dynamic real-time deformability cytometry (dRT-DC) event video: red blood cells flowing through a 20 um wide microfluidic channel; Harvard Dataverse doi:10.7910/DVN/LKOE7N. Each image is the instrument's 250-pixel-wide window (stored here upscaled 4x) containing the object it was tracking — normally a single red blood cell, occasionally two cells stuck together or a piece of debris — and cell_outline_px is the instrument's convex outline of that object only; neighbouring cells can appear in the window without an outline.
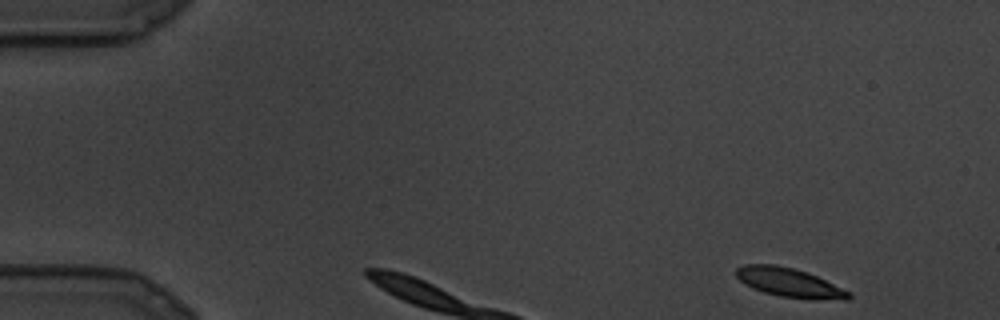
{"species": "common noctule bat (a hibernating species)", "species_latin": "Nyctalus noctula", "temperature_condition": "cold", "stored_images_in_passage": 8, "camera_frame_rate_fps": 3000, "um_per_image_px": 0.085, "animal": {"sex": "male", "body_mass_g": 19.5, "forearm_length_mm": 54.6}, "frame": {"image": 1, "passage_image": 1, "time_ms": 0.0, "image_size_px": [1000, 320], "cell_outline_px": [[852, 296], [848, 300], [812, 300], [780, 296], [764, 292], [752, 288], [744, 284], [736, 276], [736, 268], [744, 264], [776, 264], [808, 272], [852, 292]], "centroid_in_image_um": [67.14, 24.03], "position_along_channel_um": 17.9, "area_um2": 19.36}}
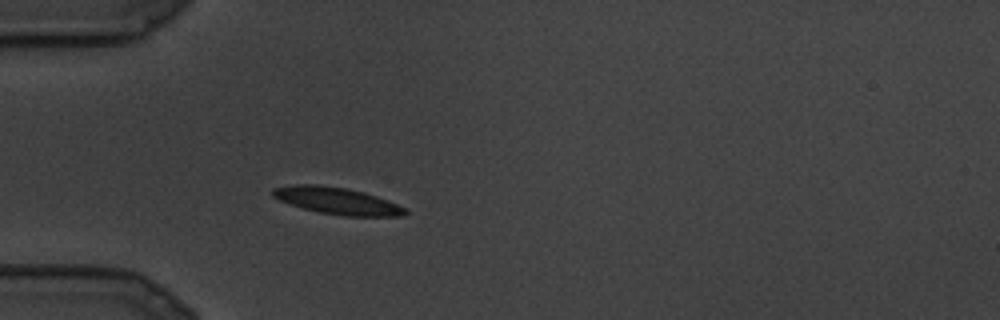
{"frame": {"image": 2, "passage_image": 7, "time_ms": 2.0, "image_size_px": [1000, 320], "cell_outline_px": [[408, 212], [404, 216], [344, 216], [320, 212], [304, 208], [280, 200], [272, 196], [272, 188], [296, 184], [316, 184], [348, 188], [364, 192], [388, 200], [408, 208]], "centroid_in_image_um": [28.71, 17.06], "position_along_channel_um": 56.3, "area_um2": 20.75}}